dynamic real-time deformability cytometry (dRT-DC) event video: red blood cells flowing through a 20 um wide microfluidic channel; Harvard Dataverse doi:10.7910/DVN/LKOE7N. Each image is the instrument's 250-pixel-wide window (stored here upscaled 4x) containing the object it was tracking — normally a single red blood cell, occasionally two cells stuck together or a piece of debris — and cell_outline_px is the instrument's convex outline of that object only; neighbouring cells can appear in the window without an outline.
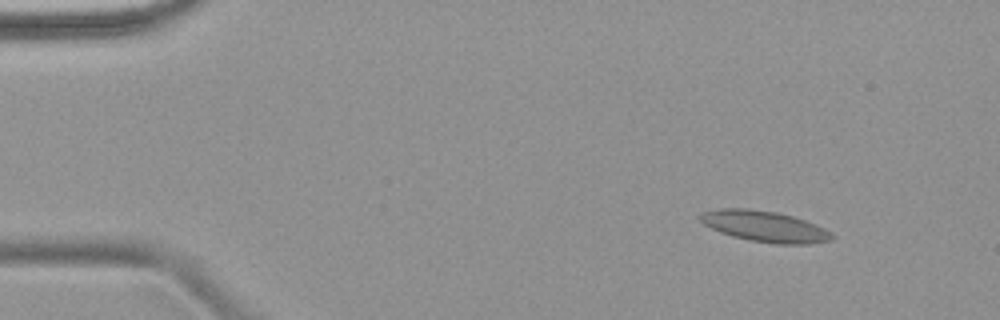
{"species": "common noctule bat (a hibernating species)", "species_latin": "Nyctalus noctula", "temperature_condition": "warm", "stored_images_in_passage": 4, "camera_frame_rate_fps": 3000, "um_per_image_px": 0.085, "animal": {"sex": "female", "body_mass_g": 18.4}, "frame": {"image": 1, "passage_image": 2, "time_ms": 1.333, "image_size_px": [1000, 320], "cell_outline_px": [[836, 236], [832, 240], [808, 244], [776, 244], [748, 240], [732, 236], [720, 232], [704, 224], [700, 220], [700, 212], [720, 208], [748, 208], [776, 212], [792, 216], [816, 224], [832, 232]], "centroid_in_image_um": [65.01, 19.24], "position_along_channel_um": 20.0, "area_um2": 23.87}}